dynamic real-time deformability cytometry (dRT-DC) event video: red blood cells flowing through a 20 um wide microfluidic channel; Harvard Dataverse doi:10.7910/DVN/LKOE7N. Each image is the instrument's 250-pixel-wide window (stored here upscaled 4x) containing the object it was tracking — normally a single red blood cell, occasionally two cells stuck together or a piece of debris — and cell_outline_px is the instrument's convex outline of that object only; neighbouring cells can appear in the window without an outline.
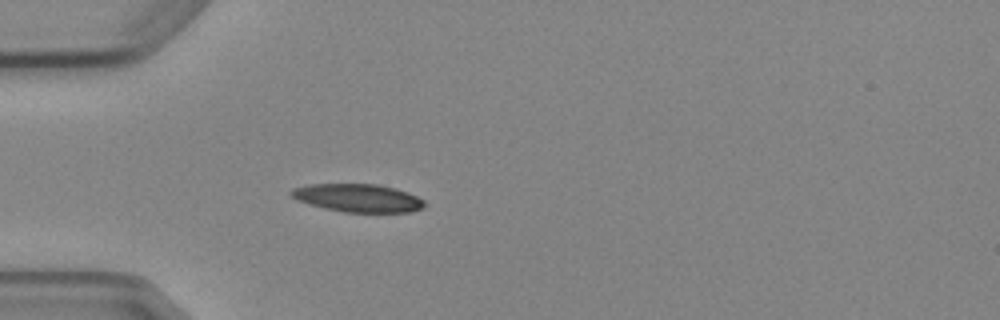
{"species": "Egyptian fruit bat (a non-hibernating species)", "species_latin": "Rousettus aegyptiacus", "temperature_condition": "cold", "stored_images_in_passage": 1, "camera_frame_rate_fps": 3000, "um_per_image_px": 0.085, "animal": {"sex": "female"}, "frame": {"image": 1, "passage_image": 1, "time_ms": 0.0, "image_size_px": [1000, 320], "cell_outline_px": [[424, 208], [408, 212], [344, 212], [312, 204], [300, 200], [292, 196], [288, 192], [292, 188], [308, 184], [376, 184], [396, 188], [408, 192], [424, 200]], "centroid_in_image_um": [30.46, 16.81], "position_along_channel_um": 54.5, "area_um2": 21.56}}